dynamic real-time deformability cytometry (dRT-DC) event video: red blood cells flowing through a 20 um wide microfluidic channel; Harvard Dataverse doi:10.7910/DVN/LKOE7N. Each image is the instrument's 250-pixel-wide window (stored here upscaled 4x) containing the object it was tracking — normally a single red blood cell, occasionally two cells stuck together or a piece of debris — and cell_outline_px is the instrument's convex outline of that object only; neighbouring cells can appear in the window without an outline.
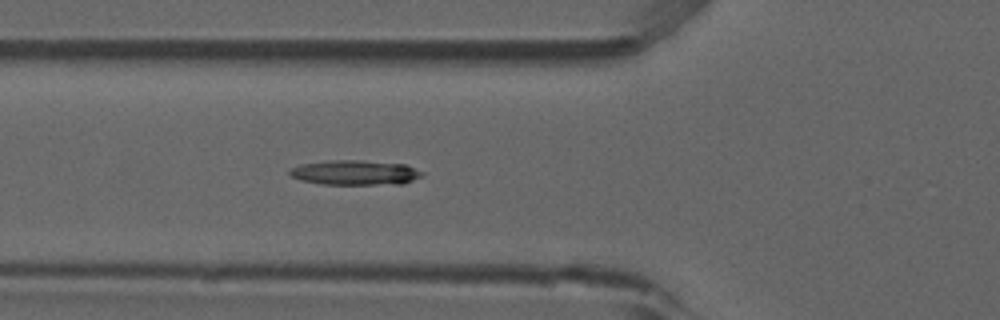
{"species": "common noctule bat (a hibernating species)", "species_latin": "Nyctalus noctula", "temperature_condition": "room temperature", "stored_images_in_passage": 32, "camera_frame_rate_fps": 3000, "um_per_image_px": 0.085, "animal": {"sex": "male", "forearm_length_mm": 52.5}, "frame": {"image": 1, "passage_image": 18, "time_ms": 5.667, "image_size_px": [1000, 320], "cell_outline_px": [[424, 176], [404, 184], [324, 184], [300, 180], [292, 176], [288, 172], [292, 168], [300, 164], [328, 160], [360, 160], [404, 164], [424, 172]], "centroid_in_image_um": [30.22, 14.67], "position_along_channel_um": 95.6, "area_um2": 19.19}}
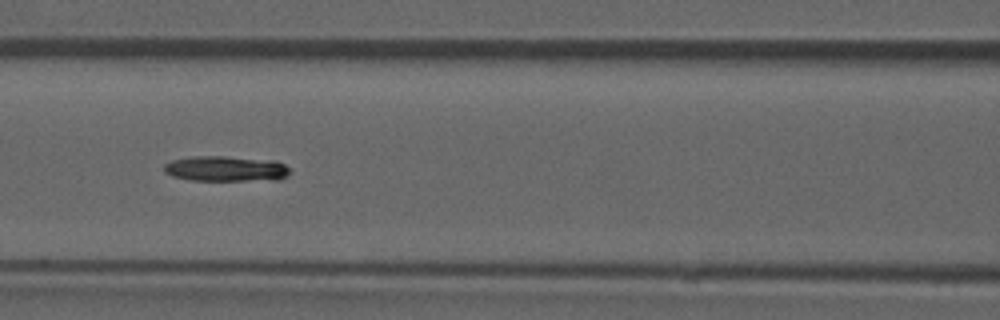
{"frame": {"image": 2, "passage_image": 22, "time_ms": 7.0, "image_size_px": [1000, 320], "cell_outline_px": [[288, 172], [280, 180], [188, 180], [172, 176], [164, 172], [164, 164], [172, 160], [192, 156], [224, 156], [276, 160], [284, 164], [288, 168]], "centroid_in_image_um": [19.17, 14.33], "position_along_channel_um": 147.4, "area_um2": 18.67}}